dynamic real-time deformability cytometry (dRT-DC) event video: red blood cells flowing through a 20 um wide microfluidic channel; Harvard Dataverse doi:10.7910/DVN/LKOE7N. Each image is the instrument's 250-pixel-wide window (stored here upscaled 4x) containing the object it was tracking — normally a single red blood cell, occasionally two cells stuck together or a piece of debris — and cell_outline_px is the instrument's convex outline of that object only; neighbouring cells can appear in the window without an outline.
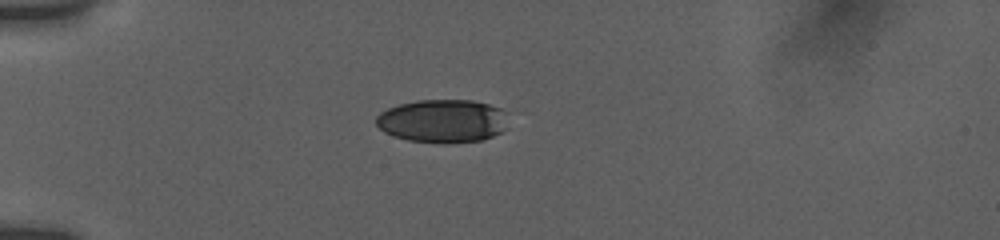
{"species": "human", "species_latin": "Homo sapiens", "temperature_condition": "room temperature", "stored_images_in_passage": 40, "camera_frame_rate_fps": 3000, "um_per_image_px": 0.085, "donor": {"sex": "female"}, "frame": {"image": 1, "passage_image": 1, "time_ms": 0.0, "image_size_px": [1000, 240], "cell_outline_px": [[508, 128], [484, 140], [408, 140], [392, 136], [384, 132], [376, 124], [376, 116], [380, 112], [388, 108], [400, 104], [420, 100], [472, 100], [488, 104], [500, 108], [504, 112]], "centroid_in_image_um": [37.61, 10.24], "position_along_channel_um": 47.4, "area_um2": 32.43}}
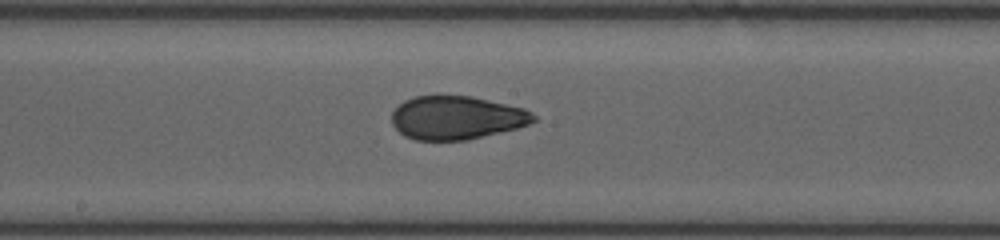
{"frame": {"image": 2, "passage_image": 16, "time_ms": 5.0, "image_size_px": [1000, 240], "cell_outline_px": [[536, 120], [528, 124], [516, 128], [468, 140], [416, 140], [404, 136], [392, 124], [392, 112], [404, 100], [416, 96], [436, 92], [472, 96], [524, 108], [532, 112], [536, 116]], "centroid_in_image_um": [38.78, 9.96], "position_along_channel_um": 209.4, "area_um2": 36.59}}
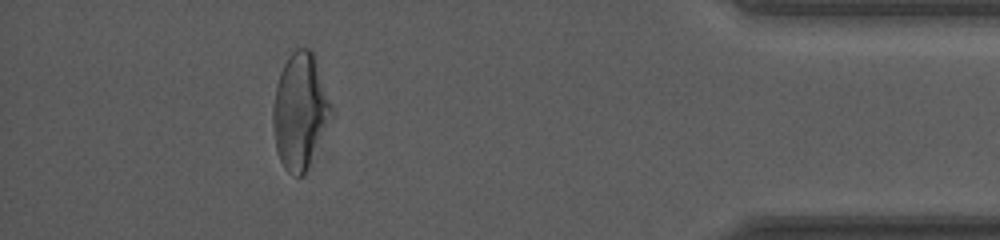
{"frame": {"image": 3, "passage_image": 35, "time_ms": 11.333, "image_size_px": [1000, 240], "cell_outline_px": [[336, 116], [304, 176], [296, 176], [288, 172], [284, 168], [280, 160], [276, 148], [272, 120], [272, 108], [276, 84], [280, 72], [288, 56], [296, 48], [312, 48], [336, 112]], "centroid_in_image_um": [25.57, 9.46], "position_along_channel_um": 409.6, "area_um2": 40.81}, "authors_computed_cell_mechanics": {"area_um2": 36.5874, "velocity_mm_per_s": 3.8451, "shape_relaxation_time_tau1_ms": 5.264, "shape_relaxation_time_tau2_ms": 1.416, "deformation_change_tau1": 0.1758, "deformation_change_tau2": 0.0721}}